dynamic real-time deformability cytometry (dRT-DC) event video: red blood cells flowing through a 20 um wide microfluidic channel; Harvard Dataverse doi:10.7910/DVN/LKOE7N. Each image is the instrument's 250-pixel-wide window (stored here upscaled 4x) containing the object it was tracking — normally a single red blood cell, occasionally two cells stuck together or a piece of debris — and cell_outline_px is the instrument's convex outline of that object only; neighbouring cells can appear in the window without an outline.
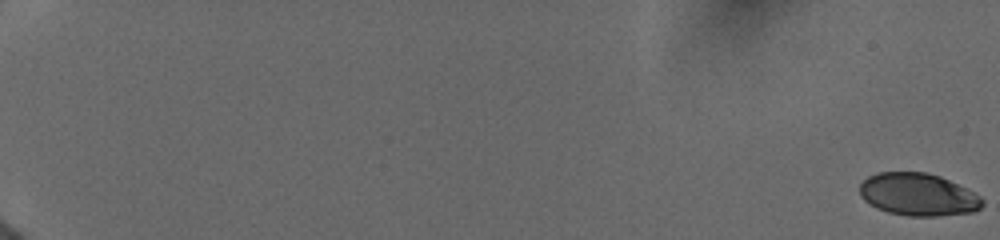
{"species": "human", "species_latin": "Homo sapiens", "temperature_condition": "cold", "stored_images_in_passage": 25, "camera_frame_rate_fps": 3000, "um_per_image_px": 0.085, "donor": {"sex": "female"}, "frame": {"image": 1, "passage_image": 1, "time_ms": 0.0, "image_size_px": [1000, 240], "cell_outline_px": [[984, 204], [976, 212], [936, 216], [908, 216], [888, 212], [876, 208], [868, 204], [860, 196], [860, 184], [868, 176], [876, 172], [928, 172], [940, 176], [980, 196], [984, 200]], "centroid_in_image_um": [78.02, 16.54], "position_along_channel_um": 7.0, "area_um2": 30.52}}
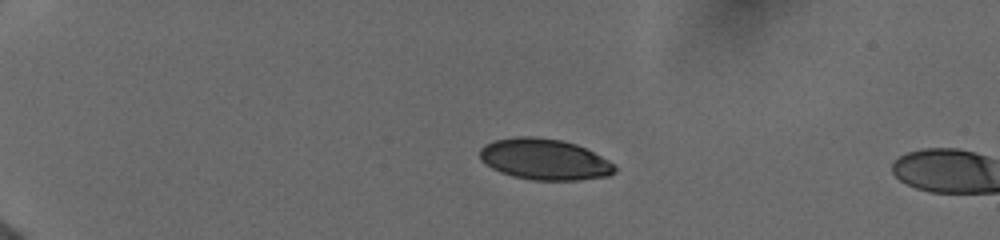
{"frame": {"image": 2, "passage_image": 23, "time_ms": 5.0, "image_size_px": [1000, 240], "cell_outline_px": [[616, 172], [608, 176], [580, 180], [532, 180], [512, 176], [500, 172], [492, 168], [480, 160], [480, 148], [484, 144], [496, 140], [516, 136], [532, 136], [560, 140], [576, 144], [616, 164]], "centroid_in_image_um": [46.27, 13.55], "position_along_channel_um": 38.7, "area_um2": 32.31}}